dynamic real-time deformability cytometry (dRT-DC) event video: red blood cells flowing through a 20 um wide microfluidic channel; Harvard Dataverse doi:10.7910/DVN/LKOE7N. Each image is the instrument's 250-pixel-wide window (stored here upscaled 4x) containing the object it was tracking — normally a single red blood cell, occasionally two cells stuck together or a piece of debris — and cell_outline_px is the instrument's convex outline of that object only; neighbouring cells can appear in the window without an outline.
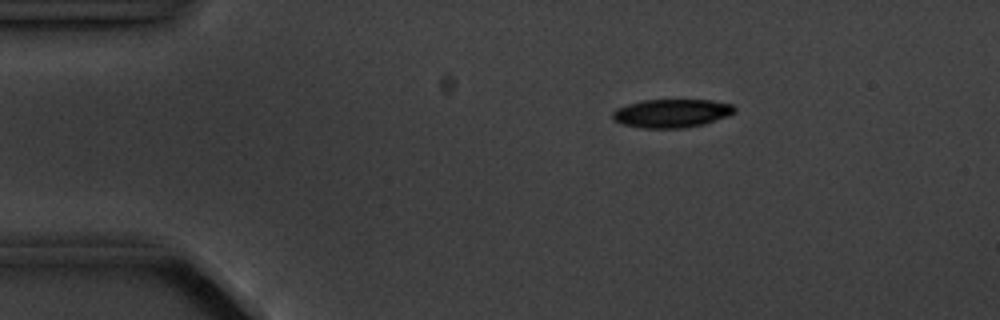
{"species": "common noctule bat (a hibernating species)", "species_latin": "Nyctalus noctula", "temperature_condition": "cold", "stored_images_in_passage": 6, "camera_frame_rate_fps": 3000, "um_per_image_px": 0.085, "animal": {"sex": "male", "body_mass_g": 20.1, "forearm_length_mm": 53.5}, "frame": {"image": 1, "passage_image": 3, "time_ms": 2.333, "image_size_px": [1000, 320], "cell_outline_px": [[736, 112], [728, 116], [704, 124], [684, 128], [640, 128], [620, 124], [612, 120], [612, 112], [616, 108], [628, 104], [644, 100], [712, 100], [732, 104], [736, 108]], "centroid_in_image_um": [57.07, 9.63], "position_along_channel_um": 27.9, "area_um2": 20.46}}